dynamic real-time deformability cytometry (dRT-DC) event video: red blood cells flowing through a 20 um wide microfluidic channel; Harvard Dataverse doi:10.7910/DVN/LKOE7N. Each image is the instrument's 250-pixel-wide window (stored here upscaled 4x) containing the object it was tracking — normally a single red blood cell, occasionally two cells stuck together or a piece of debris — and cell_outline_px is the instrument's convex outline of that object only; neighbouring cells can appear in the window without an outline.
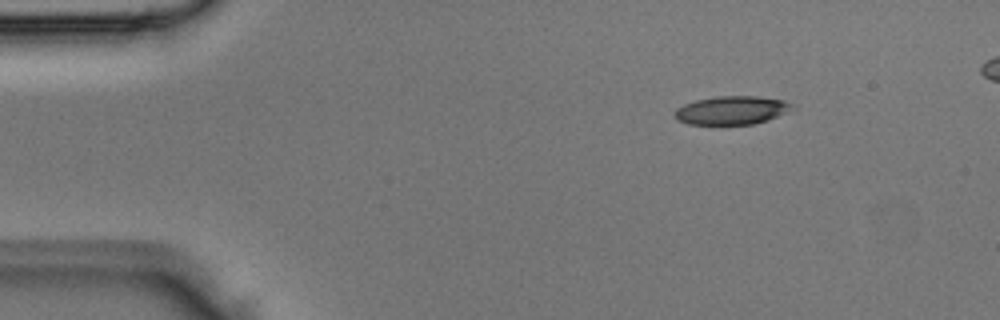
{"species": "Egyptian fruit bat (a non-hibernating species)", "species_latin": "Rousettus aegyptiacus", "temperature_condition": "room temperature", "stored_images_in_passage": 4, "camera_frame_rate_fps": 3000, "um_per_image_px": 0.085, "animal": {"sex": "male"}, "frame": {"image": 1, "passage_image": 4, "time_ms": 1.0, "image_size_px": [1000, 320], "cell_outline_px": [[792, 104], [784, 112], [768, 120], [752, 124], [688, 124], [676, 120], [672, 116], [676, 108], [684, 104], [696, 100], [716, 96], [756, 96], [784, 100]], "centroid_in_image_um": [62.08, 9.37], "position_along_channel_um": 22.9, "area_um2": 19.25}}